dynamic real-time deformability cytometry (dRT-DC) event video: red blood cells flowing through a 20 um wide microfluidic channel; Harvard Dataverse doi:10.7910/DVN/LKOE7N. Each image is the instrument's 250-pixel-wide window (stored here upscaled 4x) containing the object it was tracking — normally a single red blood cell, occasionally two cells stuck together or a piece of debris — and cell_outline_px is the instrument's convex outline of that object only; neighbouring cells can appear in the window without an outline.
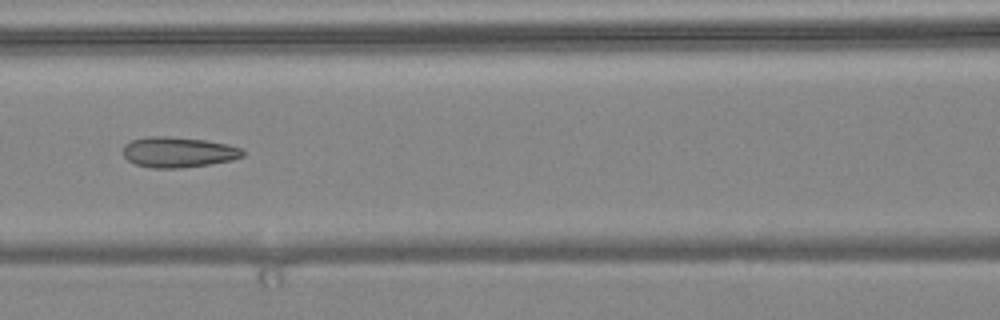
{"species": "common noctule bat (a hibernating species)", "species_latin": "Nyctalus noctula", "temperature_condition": "warm", "stored_images_in_passage": 8, "camera_frame_rate_fps": 3000, "um_per_image_px": 0.085, "animal": {"sex": "female", "body_mass_g": 24.6, "forearm_length_mm": 56.2}, "frame": {"image": 1, "passage_image": 6, "time_ms": 1.667, "image_size_px": [1000, 320], "cell_outline_px": [[244, 156], [232, 160], [208, 164], [180, 168], [152, 168], [136, 164], [128, 160], [124, 156], [124, 144], [132, 140], [148, 136], [168, 136], [204, 140], [228, 144], [240, 148], [244, 152]], "centroid_in_image_um": [15.15, 12.93], "position_along_channel_um": 151.5, "area_um2": 21.15}}
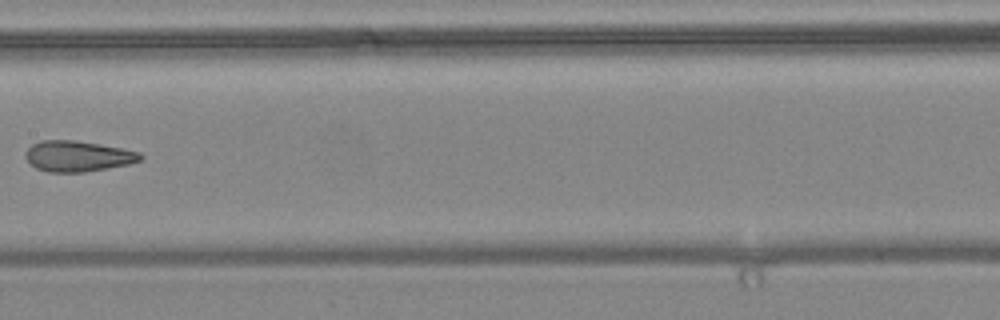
{"frame": {"image": 2, "passage_image": 7, "time_ms": 2.0, "image_size_px": [1000, 320], "cell_outline_px": [[144, 156], [140, 160], [128, 164], [108, 168], [84, 172], [48, 172], [36, 168], [24, 156], [24, 152], [32, 144], [40, 140], [72, 140], [100, 144], [140, 152]], "centroid_in_image_um": [6.59, 13.27], "position_along_channel_um": 200.8, "area_um2": 20.52}}
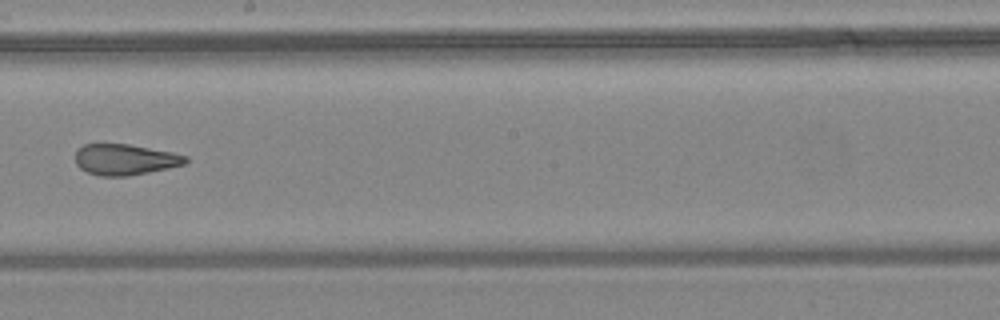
{"frame": {"image": 3, "passage_image": 8, "time_ms": 2.333, "image_size_px": [1000, 320], "cell_outline_px": [[188, 160], [184, 164], [168, 168], [128, 176], [100, 176], [88, 172], [80, 168], [76, 164], [76, 148], [84, 144], [128, 144], [172, 152], [188, 156]], "centroid_in_image_um": [10.61, 13.55], "position_along_channel_um": 237.6, "area_um2": 19.83}}